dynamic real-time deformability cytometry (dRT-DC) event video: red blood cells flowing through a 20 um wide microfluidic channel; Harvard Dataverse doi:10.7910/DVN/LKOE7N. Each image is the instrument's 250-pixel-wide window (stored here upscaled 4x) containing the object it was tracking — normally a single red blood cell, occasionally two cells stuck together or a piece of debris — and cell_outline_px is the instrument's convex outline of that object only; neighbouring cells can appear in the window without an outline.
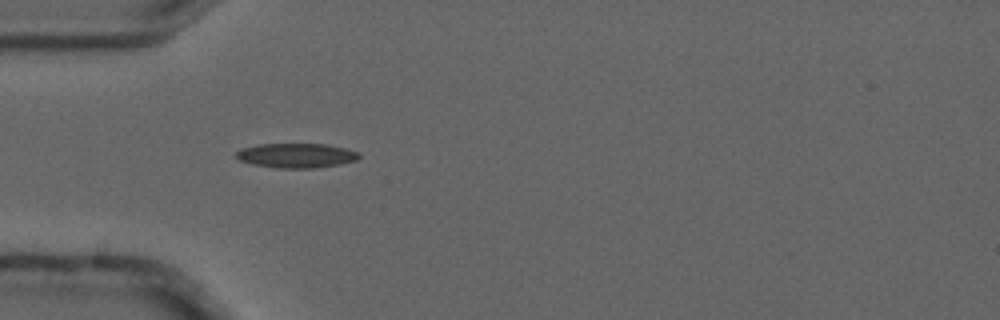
{"species": "common noctule bat (a hibernating species)", "species_latin": "Nyctalus noctula", "temperature_condition": "cold", "stored_images_in_passage": 14, "camera_frame_rate_fps": 3000, "um_per_image_px": 0.085, "animal": {"sex": "male", "forearm_length_mm": 52.5}, "frame": {"image": 1, "passage_image": 5, "time_ms": 1.333, "image_size_px": [1000, 320], "cell_outline_px": [[360, 156], [356, 160], [340, 164], [312, 168], [276, 168], [252, 164], [240, 160], [236, 156], [236, 152], [240, 148], [256, 144], [328, 144], [344, 148], [356, 152]], "centroid_in_image_um": [25.14, 13.21], "position_along_channel_um": 59.9, "area_um2": 17.51}}
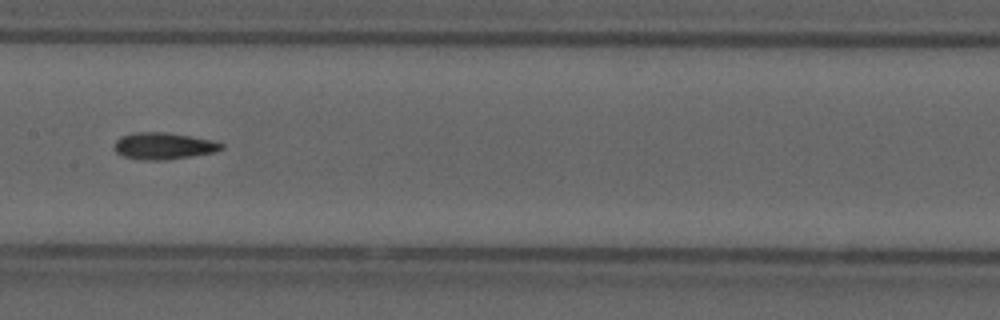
{"frame": {"image": 2, "passage_image": 8, "time_ms": 2.333, "image_size_px": [1000, 320], "cell_outline_px": [[224, 148], [216, 152], [168, 160], [140, 160], [124, 156], [116, 152], [112, 148], [116, 140], [120, 136], [136, 132], [164, 132], [212, 140], [224, 144]], "centroid_in_image_um": [13.88, 12.41], "position_along_channel_um": 193.5, "area_um2": 16.82}}
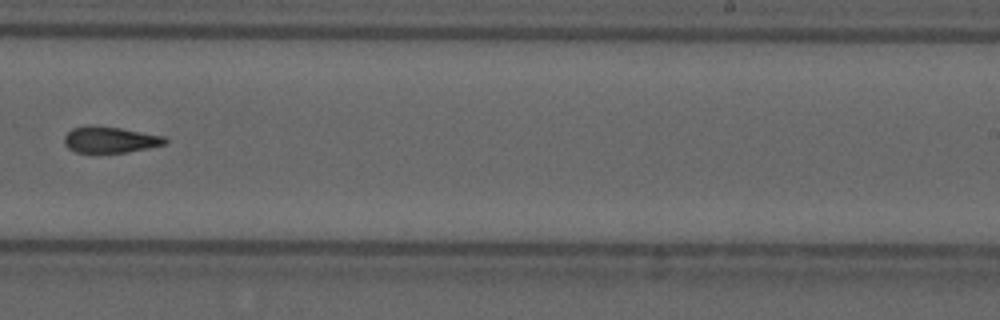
{"frame": {"image": 3, "passage_image": 10, "time_ms": 3.0, "image_size_px": [1000, 320], "cell_outline_px": [[168, 144], [128, 152], [76, 152], [68, 148], [64, 144], [64, 136], [72, 128], [120, 128], [164, 136], [168, 140]], "centroid_in_image_um": [9.42, 11.91], "position_along_channel_um": 279.6, "area_um2": 14.8}}